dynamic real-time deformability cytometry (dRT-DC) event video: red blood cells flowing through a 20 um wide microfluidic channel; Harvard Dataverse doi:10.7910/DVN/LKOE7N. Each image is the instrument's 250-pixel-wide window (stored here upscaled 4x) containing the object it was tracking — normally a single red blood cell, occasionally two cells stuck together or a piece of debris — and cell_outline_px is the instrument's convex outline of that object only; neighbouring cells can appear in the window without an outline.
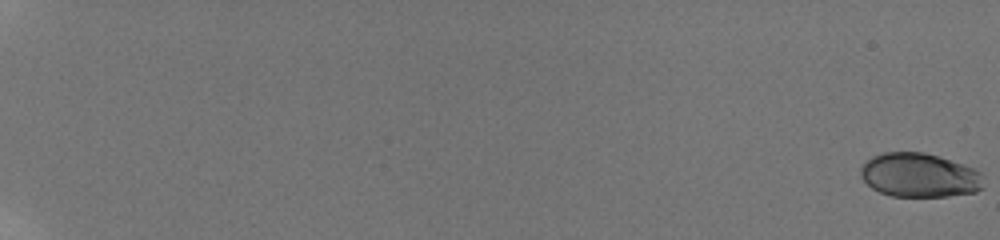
{"species": "human", "species_latin": "Homo sapiens", "temperature_condition": "room temperature", "stored_images_in_passage": 19, "camera_frame_rate_fps": 3000, "um_per_image_px": 0.085, "donor": {"sex": "male"}, "frame": {"image": 1, "passage_image": 1, "time_ms": 0.0, "image_size_px": [1000, 240], "cell_outline_px": [[984, 188], [976, 192], [948, 196], [892, 196], [880, 192], [872, 188], [860, 176], [860, 168], [872, 156], [884, 152], [924, 152], [940, 156], [976, 168], [980, 172]], "centroid_in_image_um": [78.17, 14.88], "position_along_channel_um": 6.8, "area_um2": 31.73}}
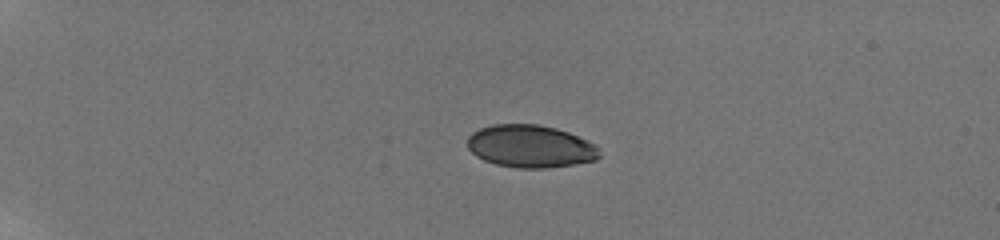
{"frame": {"image": 2, "passage_image": 12, "time_ms": 5.667, "image_size_px": [1000, 240], "cell_outline_px": [[600, 156], [596, 160], [572, 164], [544, 168], [516, 168], [496, 164], [484, 160], [476, 156], [468, 148], [468, 136], [472, 132], [480, 128], [492, 124], [536, 124], [556, 128], [568, 132], [596, 144]], "centroid_in_image_um": [45.07, 12.43], "position_along_channel_um": 39.9, "area_um2": 32.71}}
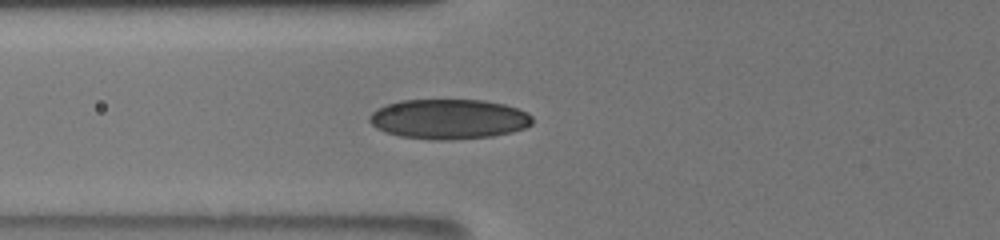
{"frame": {"image": 3, "passage_image": 17, "time_ms": 9.0, "image_size_px": [1000, 240], "cell_outline_px": [[532, 124], [524, 128], [512, 132], [492, 136], [448, 140], [436, 140], [400, 136], [376, 128], [368, 120], [368, 116], [376, 108], [400, 100], [484, 100], [504, 104], [528, 112], [532, 116]], "centroid_in_image_um": [38.15, 10.11], "position_along_channel_um": 87.7, "area_um2": 37.92}}